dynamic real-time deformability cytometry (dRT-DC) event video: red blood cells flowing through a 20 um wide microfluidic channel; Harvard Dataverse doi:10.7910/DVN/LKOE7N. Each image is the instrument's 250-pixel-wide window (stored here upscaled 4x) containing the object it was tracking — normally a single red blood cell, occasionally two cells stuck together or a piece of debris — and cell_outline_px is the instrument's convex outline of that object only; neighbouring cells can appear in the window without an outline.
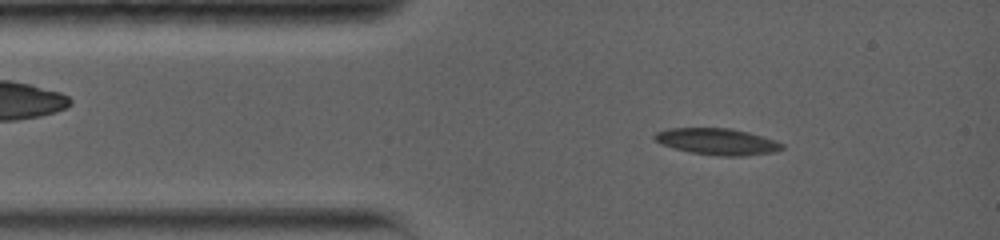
{"species": "common noctule bat (a hibernating species)", "species_latin": "Nyctalus noctula", "temperature_condition": "warm", "stored_images_in_passage": 99, "camera_frame_rate_fps": 5000, "um_per_image_px": 0.085, "animal": {"sex": "female", "body_mass_g": 19.0, "forearm_length_mm": 56.7}, "frame": {"image": 1, "passage_image": 7, "time_ms": 1.4, "image_size_px": [1000, 240], "cell_outline_px": [[784, 148], [772, 152], [740, 156], [716, 156], [688, 152], [660, 144], [652, 136], [656, 132], [668, 128], [732, 128], [748, 132], [776, 140], [784, 144]], "centroid_in_image_um": [60.94, 12.03], "position_along_channel_um": 24.1, "area_um2": 19.77}}
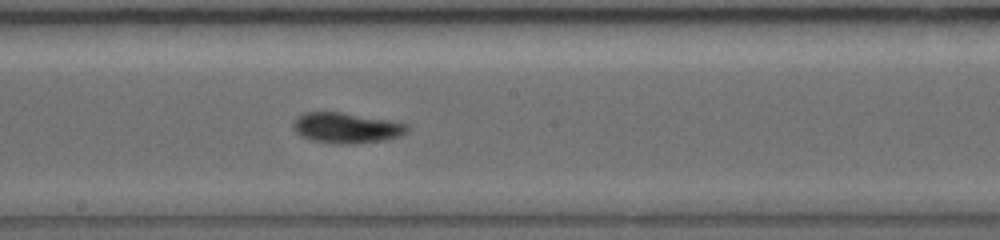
{"frame": {"image": 2, "passage_image": 44, "time_ms": 7.2, "image_size_px": [1000, 240], "cell_outline_px": [[408, 128], [400, 136], [384, 140], [352, 144], [332, 144], [312, 140], [300, 136], [292, 128], [292, 124], [296, 116], [304, 112], [344, 112], [392, 120], [408, 124]], "centroid_in_image_um": [29.4, 10.86], "position_along_channel_um": 218.8, "area_um2": 20.58}}
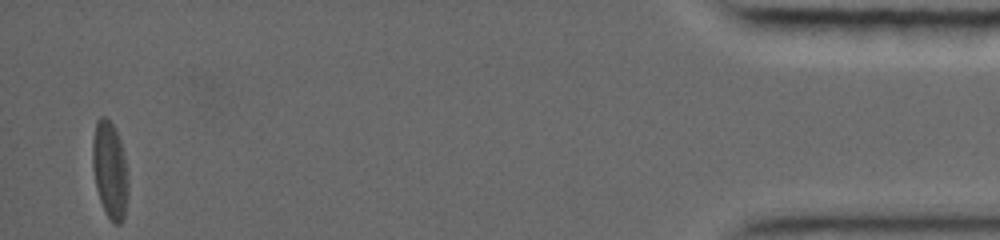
{"frame": {"image": 3, "passage_image": 98, "time_ms": 15.6, "image_size_px": [1000, 240], "cell_outline_px": [[128, 188], [124, 220], [120, 224], [112, 224], [104, 212], [96, 188], [92, 168], [92, 140], [96, 120], [100, 116], [104, 116], [116, 128], [120, 140], [124, 156], [128, 180]], "centroid_in_image_um": [9.32, 14.47], "position_along_channel_um": 425.9, "area_um2": 20.46}, "authors_computed_cell_mechanics": {"area_um2": 19.4208, "velocity_mm_per_s": 3.8037, "shape_relaxation_time_tau1_ms": 5.6362, "shape_relaxation_time_tau2_ms": 7.0917, "deformation_change_tau1": 0.1794, "deformation_change_tau2": 0.1153}}